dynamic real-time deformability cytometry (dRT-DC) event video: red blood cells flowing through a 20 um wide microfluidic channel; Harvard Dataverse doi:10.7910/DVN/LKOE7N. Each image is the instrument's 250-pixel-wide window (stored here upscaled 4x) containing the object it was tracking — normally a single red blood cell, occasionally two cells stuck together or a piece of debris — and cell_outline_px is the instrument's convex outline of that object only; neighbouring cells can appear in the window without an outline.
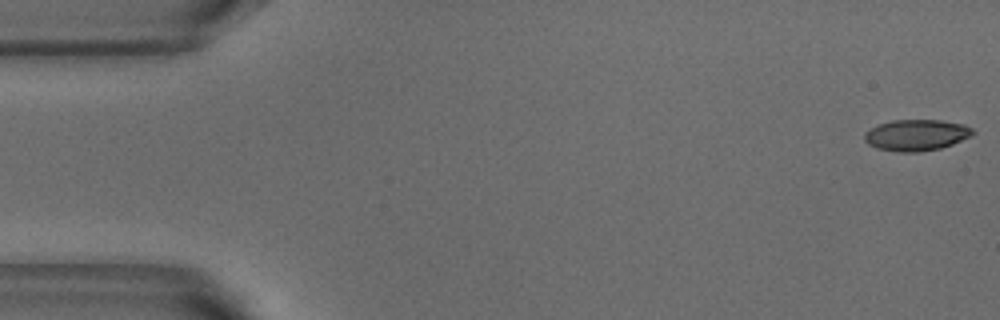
{"species": "common noctule bat (a hibernating species)", "species_latin": "Nyctalus noctula", "temperature_condition": "warm", "stored_images_in_passage": 53, "camera_frame_rate_fps": 3000, "um_per_image_px": 0.085, "animal": {"sex": "male", "body_mass_g": 18.8}, "frame": {"image": 1, "passage_image": 1, "time_ms": 0.0, "image_size_px": [1000, 320], "cell_outline_px": [[976, 132], [972, 136], [952, 144], [940, 148], [920, 152], [896, 152], [876, 148], [868, 144], [864, 140], [864, 132], [880, 124], [892, 120], [940, 120], [964, 124], [972, 128]], "centroid_in_image_um": [77.9, 11.49], "position_along_channel_um": 7.1, "area_um2": 19.83}}
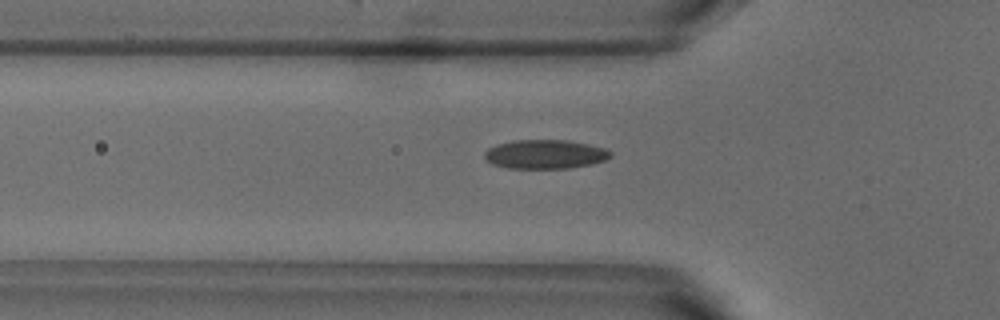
{"frame": {"image": 2, "passage_image": 17, "time_ms": 5.333, "image_size_px": [1000, 320], "cell_outline_px": [[612, 156], [604, 160], [592, 164], [568, 168], [508, 168], [492, 164], [484, 156], [484, 152], [488, 148], [496, 144], [512, 140], [568, 140], [588, 144], [604, 148], [612, 152]], "centroid_in_image_um": [46.33, 13.1], "position_along_channel_um": 79.5, "area_um2": 21.33}}
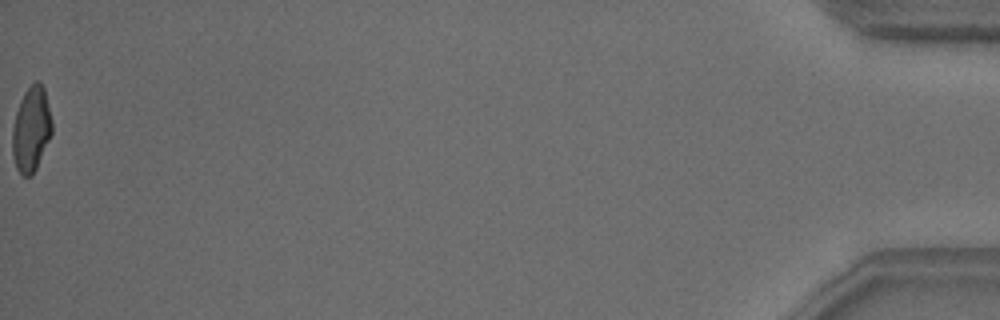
{"frame": {"image": 3, "passage_image": 53, "time_ms": 17.333, "image_size_px": [1000, 320], "cell_outline_px": [[52, 132], [36, 168], [32, 176], [24, 176], [16, 168], [12, 156], [12, 128], [16, 112], [20, 100], [24, 92], [36, 80], [40, 80], [44, 88], [52, 120]], "centroid_in_image_um": [2.64, 10.97], "position_along_channel_um": 432.6, "area_um2": 19.59}, "authors_computed_cell_mechanics": {"area_um2": 20.23, "velocity_mm_per_s": 3.803, "shape_relaxation_time_tau1_ms": 8.1784, "shape_relaxation_time_tau2_ms": 1.1782, "deformation_change_tau1": 0.2128, "deformation_change_tau2": 0.066}}